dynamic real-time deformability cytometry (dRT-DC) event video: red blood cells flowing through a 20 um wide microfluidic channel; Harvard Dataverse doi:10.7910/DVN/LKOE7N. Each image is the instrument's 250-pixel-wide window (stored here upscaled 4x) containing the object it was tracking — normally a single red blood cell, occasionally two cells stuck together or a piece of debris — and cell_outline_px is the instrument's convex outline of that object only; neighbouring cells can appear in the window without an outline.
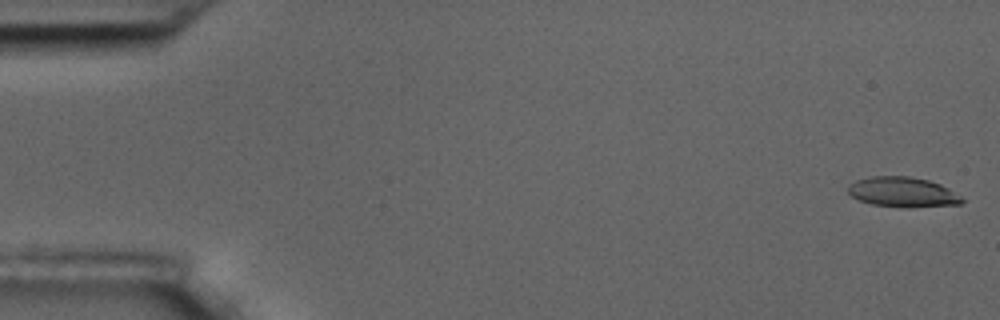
{"species": "common noctule bat (a hibernating species)", "species_latin": "Nyctalus noctula", "temperature_condition": "room temperature", "stored_images_in_passage": 7, "camera_frame_rate_fps": 3000, "um_per_image_px": 0.085, "animal": {"sex": "male", "body_mass_g": 17.5, "forearm_length_mm": 52.3}, "frame": {"image": 1, "passage_image": 1, "time_ms": 0.0, "image_size_px": [1000, 320], "cell_outline_px": [[964, 200], [960, 204], [900, 208], [872, 204], [860, 200], [852, 196], [848, 192], [848, 184], [856, 180], [872, 176], [908, 176], [928, 180], [940, 184], [948, 188], [960, 196]], "centroid_in_image_um": [76.7, 16.33], "position_along_channel_um": 8.3, "area_um2": 19.88}}
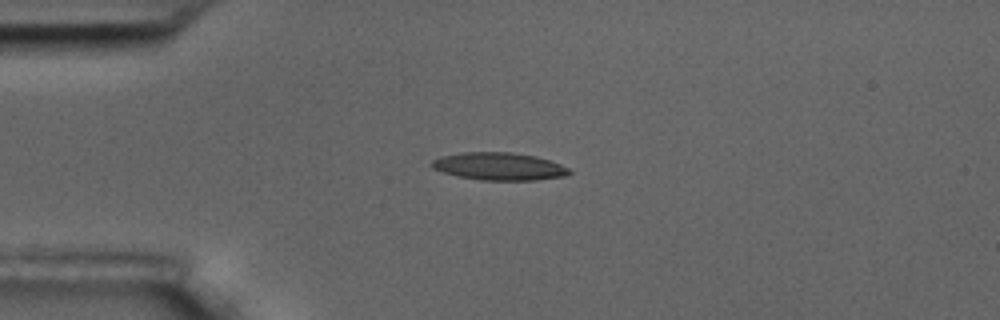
{"frame": {"image": 2, "passage_image": 5, "time_ms": 1.333, "image_size_px": [1000, 320], "cell_outline_px": [[572, 172], [568, 176], [536, 180], [480, 180], [456, 176], [432, 168], [428, 164], [432, 160], [440, 156], [460, 152], [512, 152], [536, 156], [560, 164], [568, 168]], "centroid_in_image_um": [42.4, 14.14], "position_along_channel_um": 42.6, "area_um2": 22.37}}